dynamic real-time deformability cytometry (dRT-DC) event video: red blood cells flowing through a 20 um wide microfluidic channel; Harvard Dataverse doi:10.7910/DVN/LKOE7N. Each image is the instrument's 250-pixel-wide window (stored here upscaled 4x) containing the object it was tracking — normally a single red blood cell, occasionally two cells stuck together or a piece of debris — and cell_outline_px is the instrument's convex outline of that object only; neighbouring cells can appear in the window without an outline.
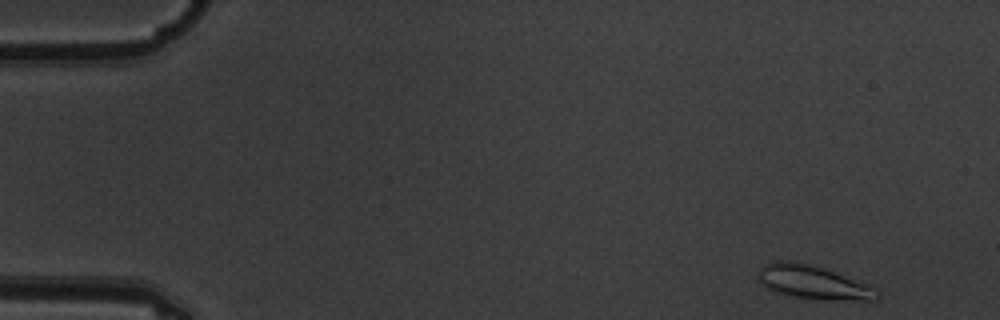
{"species": "common noctule bat (a hibernating species)", "species_latin": "Nyctalus noctula", "temperature_condition": "warm", "stored_images_in_passage": 5, "camera_frame_rate_fps": 3000, "um_per_image_px": 0.085, "animal": {"sex": "male", "body_mass_g": 19.5, "forearm_length_mm": 54.6}, "frame": {"image": 1, "passage_image": 1, "time_ms": 0.0, "image_size_px": [1000, 320], "cell_outline_px": [[880, 296], [876, 300], [824, 300], [796, 296], [772, 292], [760, 284], [756, 276], [756, 272], [764, 264], [772, 260], [792, 260], [812, 264], [824, 268], [868, 284], [876, 288], [880, 292]], "centroid_in_image_um": [69.07, 23.98], "position_along_channel_um": 15.9, "area_um2": 23.87}}
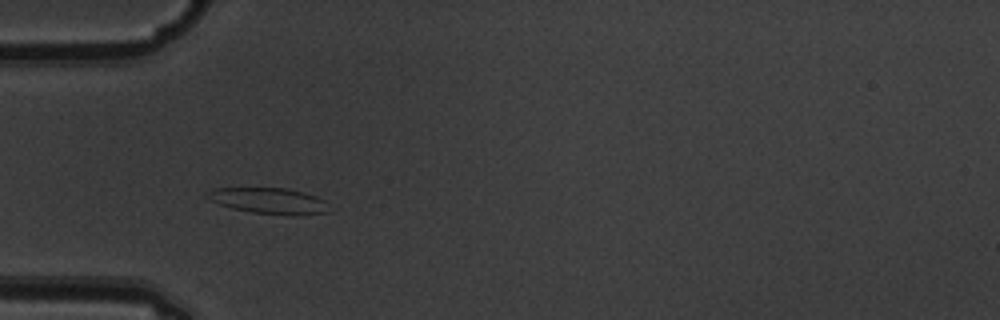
{"frame": {"image": 2, "passage_image": 4, "time_ms": 1.0, "image_size_px": [1000, 320], "cell_outline_px": [[328, 212], [296, 216], [292, 216], [252, 212], [232, 208], [208, 200], [204, 196], [204, 192], [212, 188], [288, 188], [304, 192], [316, 196], [324, 200]], "centroid_in_image_um": [22.8, 17.06], "position_along_channel_um": 62.2, "area_um2": 18.61}}